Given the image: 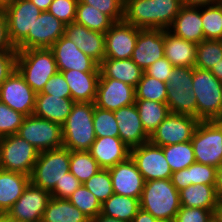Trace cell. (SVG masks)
I'll use <instances>...</instances> for the list:
<instances>
[{"label":"cell","mask_w":222,"mask_h":222,"mask_svg":"<svg viewBox=\"0 0 222 222\" xmlns=\"http://www.w3.org/2000/svg\"><path fill=\"white\" fill-rule=\"evenodd\" d=\"M108 15L114 22L123 21L124 0H81Z\"/></svg>","instance_id":"bcb514c9"},{"label":"cell","mask_w":222,"mask_h":222,"mask_svg":"<svg viewBox=\"0 0 222 222\" xmlns=\"http://www.w3.org/2000/svg\"><path fill=\"white\" fill-rule=\"evenodd\" d=\"M78 1L53 0L47 11L67 25L75 20Z\"/></svg>","instance_id":"7dc6e473"},{"label":"cell","mask_w":222,"mask_h":222,"mask_svg":"<svg viewBox=\"0 0 222 222\" xmlns=\"http://www.w3.org/2000/svg\"><path fill=\"white\" fill-rule=\"evenodd\" d=\"M170 113L188 115L197 118L196 97L193 91H174V88L167 89V101Z\"/></svg>","instance_id":"f35d334b"},{"label":"cell","mask_w":222,"mask_h":222,"mask_svg":"<svg viewBox=\"0 0 222 222\" xmlns=\"http://www.w3.org/2000/svg\"><path fill=\"white\" fill-rule=\"evenodd\" d=\"M30 176L0 169V213H7L23 194Z\"/></svg>","instance_id":"f1b7e54d"},{"label":"cell","mask_w":222,"mask_h":222,"mask_svg":"<svg viewBox=\"0 0 222 222\" xmlns=\"http://www.w3.org/2000/svg\"><path fill=\"white\" fill-rule=\"evenodd\" d=\"M139 202L142 210L164 222H174L181 207L179 191L170 179L146 181Z\"/></svg>","instance_id":"7a4b0ae2"},{"label":"cell","mask_w":222,"mask_h":222,"mask_svg":"<svg viewBox=\"0 0 222 222\" xmlns=\"http://www.w3.org/2000/svg\"><path fill=\"white\" fill-rule=\"evenodd\" d=\"M214 213L215 210L181 206L174 222H210L214 218Z\"/></svg>","instance_id":"681fc988"},{"label":"cell","mask_w":222,"mask_h":222,"mask_svg":"<svg viewBox=\"0 0 222 222\" xmlns=\"http://www.w3.org/2000/svg\"><path fill=\"white\" fill-rule=\"evenodd\" d=\"M50 49L53 51L59 72L73 69L82 72H100L99 64L64 35Z\"/></svg>","instance_id":"2e32d148"},{"label":"cell","mask_w":222,"mask_h":222,"mask_svg":"<svg viewBox=\"0 0 222 222\" xmlns=\"http://www.w3.org/2000/svg\"><path fill=\"white\" fill-rule=\"evenodd\" d=\"M114 112L119 138L130 148L147 143L150 136L145 132L135 104L124 106Z\"/></svg>","instance_id":"44dd1931"},{"label":"cell","mask_w":222,"mask_h":222,"mask_svg":"<svg viewBox=\"0 0 222 222\" xmlns=\"http://www.w3.org/2000/svg\"><path fill=\"white\" fill-rule=\"evenodd\" d=\"M83 185L95 195L101 204L113 194L112 180L108 169H101Z\"/></svg>","instance_id":"ee69618b"},{"label":"cell","mask_w":222,"mask_h":222,"mask_svg":"<svg viewBox=\"0 0 222 222\" xmlns=\"http://www.w3.org/2000/svg\"><path fill=\"white\" fill-rule=\"evenodd\" d=\"M2 10L7 19L9 40L16 48L32 31L42 11L30 0H11Z\"/></svg>","instance_id":"30bf717a"},{"label":"cell","mask_w":222,"mask_h":222,"mask_svg":"<svg viewBox=\"0 0 222 222\" xmlns=\"http://www.w3.org/2000/svg\"><path fill=\"white\" fill-rule=\"evenodd\" d=\"M0 52H17L9 40L7 19L2 9H0Z\"/></svg>","instance_id":"11a10c76"},{"label":"cell","mask_w":222,"mask_h":222,"mask_svg":"<svg viewBox=\"0 0 222 222\" xmlns=\"http://www.w3.org/2000/svg\"><path fill=\"white\" fill-rule=\"evenodd\" d=\"M65 26L48 11H43L33 24L32 31L15 48L16 50L51 48V46L64 35Z\"/></svg>","instance_id":"9a60e30c"},{"label":"cell","mask_w":222,"mask_h":222,"mask_svg":"<svg viewBox=\"0 0 222 222\" xmlns=\"http://www.w3.org/2000/svg\"><path fill=\"white\" fill-rule=\"evenodd\" d=\"M135 105L138 109L142 126L149 136H151V134L157 129L158 125L170 113L166 103H159L146 99H136Z\"/></svg>","instance_id":"836d02e7"},{"label":"cell","mask_w":222,"mask_h":222,"mask_svg":"<svg viewBox=\"0 0 222 222\" xmlns=\"http://www.w3.org/2000/svg\"><path fill=\"white\" fill-rule=\"evenodd\" d=\"M108 170L114 194L140 199L146 181L131 156Z\"/></svg>","instance_id":"d6986e66"},{"label":"cell","mask_w":222,"mask_h":222,"mask_svg":"<svg viewBox=\"0 0 222 222\" xmlns=\"http://www.w3.org/2000/svg\"><path fill=\"white\" fill-rule=\"evenodd\" d=\"M210 72L220 81L222 82V58L221 61L213 65L210 69Z\"/></svg>","instance_id":"6125c7cd"},{"label":"cell","mask_w":222,"mask_h":222,"mask_svg":"<svg viewBox=\"0 0 222 222\" xmlns=\"http://www.w3.org/2000/svg\"><path fill=\"white\" fill-rule=\"evenodd\" d=\"M174 68L175 67L171 64V62L164 56L163 58L156 60L144 72L148 76L167 83L169 76Z\"/></svg>","instance_id":"f5cc1de1"},{"label":"cell","mask_w":222,"mask_h":222,"mask_svg":"<svg viewBox=\"0 0 222 222\" xmlns=\"http://www.w3.org/2000/svg\"><path fill=\"white\" fill-rule=\"evenodd\" d=\"M32 3L38 7L42 12L49 9L50 4L53 0H30Z\"/></svg>","instance_id":"91938a15"},{"label":"cell","mask_w":222,"mask_h":222,"mask_svg":"<svg viewBox=\"0 0 222 222\" xmlns=\"http://www.w3.org/2000/svg\"><path fill=\"white\" fill-rule=\"evenodd\" d=\"M213 121L218 124H222V105L217 117Z\"/></svg>","instance_id":"03108f58"},{"label":"cell","mask_w":222,"mask_h":222,"mask_svg":"<svg viewBox=\"0 0 222 222\" xmlns=\"http://www.w3.org/2000/svg\"><path fill=\"white\" fill-rule=\"evenodd\" d=\"M90 222H126L119 219L107 217L101 213H99L96 217L90 220Z\"/></svg>","instance_id":"94428289"},{"label":"cell","mask_w":222,"mask_h":222,"mask_svg":"<svg viewBox=\"0 0 222 222\" xmlns=\"http://www.w3.org/2000/svg\"><path fill=\"white\" fill-rule=\"evenodd\" d=\"M74 103L72 98L37 93L33 115L62 125L70 114Z\"/></svg>","instance_id":"484cf974"},{"label":"cell","mask_w":222,"mask_h":222,"mask_svg":"<svg viewBox=\"0 0 222 222\" xmlns=\"http://www.w3.org/2000/svg\"><path fill=\"white\" fill-rule=\"evenodd\" d=\"M167 89V83L148 76L144 72L135 88L136 99H146L159 103H166Z\"/></svg>","instance_id":"ab89813d"},{"label":"cell","mask_w":222,"mask_h":222,"mask_svg":"<svg viewBox=\"0 0 222 222\" xmlns=\"http://www.w3.org/2000/svg\"><path fill=\"white\" fill-rule=\"evenodd\" d=\"M39 151L17 134L0 138V169L31 175Z\"/></svg>","instance_id":"52a82bcc"},{"label":"cell","mask_w":222,"mask_h":222,"mask_svg":"<svg viewBox=\"0 0 222 222\" xmlns=\"http://www.w3.org/2000/svg\"><path fill=\"white\" fill-rule=\"evenodd\" d=\"M101 170L89 151H70V172L83 184Z\"/></svg>","instance_id":"74e56055"},{"label":"cell","mask_w":222,"mask_h":222,"mask_svg":"<svg viewBox=\"0 0 222 222\" xmlns=\"http://www.w3.org/2000/svg\"><path fill=\"white\" fill-rule=\"evenodd\" d=\"M215 189L219 201L222 200V164L216 168V183Z\"/></svg>","instance_id":"680465c9"},{"label":"cell","mask_w":222,"mask_h":222,"mask_svg":"<svg viewBox=\"0 0 222 222\" xmlns=\"http://www.w3.org/2000/svg\"><path fill=\"white\" fill-rule=\"evenodd\" d=\"M101 169H109L130 157V148L119 137H96L90 150Z\"/></svg>","instance_id":"603a6c76"},{"label":"cell","mask_w":222,"mask_h":222,"mask_svg":"<svg viewBox=\"0 0 222 222\" xmlns=\"http://www.w3.org/2000/svg\"><path fill=\"white\" fill-rule=\"evenodd\" d=\"M167 30L177 37L196 44L205 40L202 28L201 6H182Z\"/></svg>","instance_id":"cb8c5ba5"},{"label":"cell","mask_w":222,"mask_h":222,"mask_svg":"<svg viewBox=\"0 0 222 222\" xmlns=\"http://www.w3.org/2000/svg\"><path fill=\"white\" fill-rule=\"evenodd\" d=\"M199 122L192 116L169 113L151 134L149 141L161 147L191 141Z\"/></svg>","instance_id":"8fae6325"},{"label":"cell","mask_w":222,"mask_h":222,"mask_svg":"<svg viewBox=\"0 0 222 222\" xmlns=\"http://www.w3.org/2000/svg\"><path fill=\"white\" fill-rule=\"evenodd\" d=\"M40 93L62 96V98H71L70 88L62 72L59 71L49 78L44 89Z\"/></svg>","instance_id":"f907efd6"},{"label":"cell","mask_w":222,"mask_h":222,"mask_svg":"<svg viewBox=\"0 0 222 222\" xmlns=\"http://www.w3.org/2000/svg\"><path fill=\"white\" fill-rule=\"evenodd\" d=\"M183 6L200 7L212 5L221 2L222 0H181Z\"/></svg>","instance_id":"6f0895ef"},{"label":"cell","mask_w":222,"mask_h":222,"mask_svg":"<svg viewBox=\"0 0 222 222\" xmlns=\"http://www.w3.org/2000/svg\"><path fill=\"white\" fill-rule=\"evenodd\" d=\"M62 74L74 102H95L100 72H82L73 69L62 71Z\"/></svg>","instance_id":"d4e9b609"},{"label":"cell","mask_w":222,"mask_h":222,"mask_svg":"<svg viewBox=\"0 0 222 222\" xmlns=\"http://www.w3.org/2000/svg\"><path fill=\"white\" fill-rule=\"evenodd\" d=\"M222 58V40H203L197 44L196 62L194 67L210 70Z\"/></svg>","instance_id":"60d3db41"},{"label":"cell","mask_w":222,"mask_h":222,"mask_svg":"<svg viewBox=\"0 0 222 222\" xmlns=\"http://www.w3.org/2000/svg\"><path fill=\"white\" fill-rule=\"evenodd\" d=\"M70 172V150L65 147L39 152L30 182L50 193L57 182Z\"/></svg>","instance_id":"8992f818"},{"label":"cell","mask_w":222,"mask_h":222,"mask_svg":"<svg viewBox=\"0 0 222 222\" xmlns=\"http://www.w3.org/2000/svg\"><path fill=\"white\" fill-rule=\"evenodd\" d=\"M94 103L75 102L70 114L62 124L63 147L70 151H89L96 139Z\"/></svg>","instance_id":"3957f363"},{"label":"cell","mask_w":222,"mask_h":222,"mask_svg":"<svg viewBox=\"0 0 222 222\" xmlns=\"http://www.w3.org/2000/svg\"><path fill=\"white\" fill-rule=\"evenodd\" d=\"M11 0H0V9H3Z\"/></svg>","instance_id":"003e7915"},{"label":"cell","mask_w":222,"mask_h":222,"mask_svg":"<svg viewBox=\"0 0 222 222\" xmlns=\"http://www.w3.org/2000/svg\"><path fill=\"white\" fill-rule=\"evenodd\" d=\"M192 85L196 97L197 119L213 121L222 105V82L210 70L193 67Z\"/></svg>","instance_id":"5b68a950"},{"label":"cell","mask_w":222,"mask_h":222,"mask_svg":"<svg viewBox=\"0 0 222 222\" xmlns=\"http://www.w3.org/2000/svg\"><path fill=\"white\" fill-rule=\"evenodd\" d=\"M80 185L81 182L71 172H68L60 182L56 183L51 197L68 199Z\"/></svg>","instance_id":"816d5d0a"},{"label":"cell","mask_w":222,"mask_h":222,"mask_svg":"<svg viewBox=\"0 0 222 222\" xmlns=\"http://www.w3.org/2000/svg\"><path fill=\"white\" fill-rule=\"evenodd\" d=\"M193 67H175L168 79V88H174V91L185 92L192 91Z\"/></svg>","instance_id":"c3c4849f"},{"label":"cell","mask_w":222,"mask_h":222,"mask_svg":"<svg viewBox=\"0 0 222 222\" xmlns=\"http://www.w3.org/2000/svg\"><path fill=\"white\" fill-rule=\"evenodd\" d=\"M17 135L39 152L63 147L62 125L34 115L24 117Z\"/></svg>","instance_id":"9c48e42d"},{"label":"cell","mask_w":222,"mask_h":222,"mask_svg":"<svg viewBox=\"0 0 222 222\" xmlns=\"http://www.w3.org/2000/svg\"><path fill=\"white\" fill-rule=\"evenodd\" d=\"M201 18L205 40H222V1L201 6Z\"/></svg>","instance_id":"8d00e7d4"},{"label":"cell","mask_w":222,"mask_h":222,"mask_svg":"<svg viewBox=\"0 0 222 222\" xmlns=\"http://www.w3.org/2000/svg\"><path fill=\"white\" fill-rule=\"evenodd\" d=\"M0 222H15L6 213H0Z\"/></svg>","instance_id":"e7e4bbea"},{"label":"cell","mask_w":222,"mask_h":222,"mask_svg":"<svg viewBox=\"0 0 222 222\" xmlns=\"http://www.w3.org/2000/svg\"><path fill=\"white\" fill-rule=\"evenodd\" d=\"M164 57V30L140 29L131 59L145 71Z\"/></svg>","instance_id":"ffe728a7"},{"label":"cell","mask_w":222,"mask_h":222,"mask_svg":"<svg viewBox=\"0 0 222 222\" xmlns=\"http://www.w3.org/2000/svg\"><path fill=\"white\" fill-rule=\"evenodd\" d=\"M197 44L164 30V56L174 67H194Z\"/></svg>","instance_id":"4316f807"},{"label":"cell","mask_w":222,"mask_h":222,"mask_svg":"<svg viewBox=\"0 0 222 222\" xmlns=\"http://www.w3.org/2000/svg\"><path fill=\"white\" fill-rule=\"evenodd\" d=\"M93 125L96 137H119L114 112L96 107L94 104Z\"/></svg>","instance_id":"7bdbcfd3"},{"label":"cell","mask_w":222,"mask_h":222,"mask_svg":"<svg viewBox=\"0 0 222 222\" xmlns=\"http://www.w3.org/2000/svg\"><path fill=\"white\" fill-rule=\"evenodd\" d=\"M16 69L36 93L42 92L49 78L58 72L50 48L17 50Z\"/></svg>","instance_id":"277c9868"},{"label":"cell","mask_w":222,"mask_h":222,"mask_svg":"<svg viewBox=\"0 0 222 222\" xmlns=\"http://www.w3.org/2000/svg\"><path fill=\"white\" fill-rule=\"evenodd\" d=\"M210 222H218L215 217Z\"/></svg>","instance_id":"a7ac6f4b"},{"label":"cell","mask_w":222,"mask_h":222,"mask_svg":"<svg viewBox=\"0 0 222 222\" xmlns=\"http://www.w3.org/2000/svg\"><path fill=\"white\" fill-rule=\"evenodd\" d=\"M51 193L29 182L23 194L7 211L15 222H41Z\"/></svg>","instance_id":"4fadbf2b"},{"label":"cell","mask_w":222,"mask_h":222,"mask_svg":"<svg viewBox=\"0 0 222 222\" xmlns=\"http://www.w3.org/2000/svg\"><path fill=\"white\" fill-rule=\"evenodd\" d=\"M140 28L115 22L105 33V58L131 59Z\"/></svg>","instance_id":"ac0fdd59"},{"label":"cell","mask_w":222,"mask_h":222,"mask_svg":"<svg viewBox=\"0 0 222 222\" xmlns=\"http://www.w3.org/2000/svg\"><path fill=\"white\" fill-rule=\"evenodd\" d=\"M68 200L90 220L101 213L102 204L83 184L73 192Z\"/></svg>","instance_id":"b9f144b4"},{"label":"cell","mask_w":222,"mask_h":222,"mask_svg":"<svg viewBox=\"0 0 222 222\" xmlns=\"http://www.w3.org/2000/svg\"><path fill=\"white\" fill-rule=\"evenodd\" d=\"M131 222H164V221L157 220L149 212H146L140 208Z\"/></svg>","instance_id":"9f6ffc18"},{"label":"cell","mask_w":222,"mask_h":222,"mask_svg":"<svg viewBox=\"0 0 222 222\" xmlns=\"http://www.w3.org/2000/svg\"><path fill=\"white\" fill-rule=\"evenodd\" d=\"M64 36L72 40L84 54L98 64L105 58V33L72 22L65 26Z\"/></svg>","instance_id":"7402d4cb"},{"label":"cell","mask_w":222,"mask_h":222,"mask_svg":"<svg viewBox=\"0 0 222 222\" xmlns=\"http://www.w3.org/2000/svg\"><path fill=\"white\" fill-rule=\"evenodd\" d=\"M130 156L145 181L171 178L173 172L165 159L161 146L154 145L148 141L130 149Z\"/></svg>","instance_id":"7c38bea8"},{"label":"cell","mask_w":222,"mask_h":222,"mask_svg":"<svg viewBox=\"0 0 222 222\" xmlns=\"http://www.w3.org/2000/svg\"><path fill=\"white\" fill-rule=\"evenodd\" d=\"M214 217L218 222H222V200L218 203V206L214 213Z\"/></svg>","instance_id":"be15d7a7"},{"label":"cell","mask_w":222,"mask_h":222,"mask_svg":"<svg viewBox=\"0 0 222 222\" xmlns=\"http://www.w3.org/2000/svg\"><path fill=\"white\" fill-rule=\"evenodd\" d=\"M182 6L181 0H124L123 21L140 29L167 30Z\"/></svg>","instance_id":"6da1fadb"},{"label":"cell","mask_w":222,"mask_h":222,"mask_svg":"<svg viewBox=\"0 0 222 222\" xmlns=\"http://www.w3.org/2000/svg\"><path fill=\"white\" fill-rule=\"evenodd\" d=\"M36 94L17 69L0 86V101L25 116L33 115Z\"/></svg>","instance_id":"5bb4252c"},{"label":"cell","mask_w":222,"mask_h":222,"mask_svg":"<svg viewBox=\"0 0 222 222\" xmlns=\"http://www.w3.org/2000/svg\"><path fill=\"white\" fill-rule=\"evenodd\" d=\"M139 209L140 202L138 198L113 193L102 203L101 214L107 217L131 222Z\"/></svg>","instance_id":"d6a6232c"},{"label":"cell","mask_w":222,"mask_h":222,"mask_svg":"<svg viewBox=\"0 0 222 222\" xmlns=\"http://www.w3.org/2000/svg\"><path fill=\"white\" fill-rule=\"evenodd\" d=\"M99 68L100 78L116 79L135 88L144 73L132 59L104 58Z\"/></svg>","instance_id":"83f0119b"},{"label":"cell","mask_w":222,"mask_h":222,"mask_svg":"<svg viewBox=\"0 0 222 222\" xmlns=\"http://www.w3.org/2000/svg\"><path fill=\"white\" fill-rule=\"evenodd\" d=\"M191 142L197 163L216 168L222 164V124L200 121Z\"/></svg>","instance_id":"ba28073f"},{"label":"cell","mask_w":222,"mask_h":222,"mask_svg":"<svg viewBox=\"0 0 222 222\" xmlns=\"http://www.w3.org/2000/svg\"><path fill=\"white\" fill-rule=\"evenodd\" d=\"M17 52H0V86L16 69Z\"/></svg>","instance_id":"db71d44e"},{"label":"cell","mask_w":222,"mask_h":222,"mask_svg":"<svg viewBox=\"0 0 222 222\" xmlns=\"http://www.w3.org/2000/svg\"><path fill=\"white\" fill-rule=\"evenodd\" d=\"M162 150L172 172L188 168L196 162L191 141L166 145Z\"/></svg>","instance_id":"d590c367"},{"label":"cell","mask_w":222,"mask_h":222,"mask_svg":"<svg viewBox=\"0 0 222 222\" xmlns=\"http://www.w3.org/2000/svg\"><path fill=\"white\" fill-rule=\"evenodd\" d=\"M25 115L0 101V138L17 134Z\"/></svg>","instance_id":"f6af8a7d"},{"label":"cell","mask_w":222,"mask_h":222,"mask_svg":"<svg viewBox=\"0 0 222 222\" xmlns=\"http://www.w3.org/2000/svg\"><path fill=\"white\" fill-rule=\"evenodd\" d=\"M179 197L182 207L216 210L219 203L215 185H189L179 191Z\"/></svg>","instance_id":"4dcf8cb0"},{"label":"cell","mask_w":222,"mask_h":222,"mask_svg":"<svg viewBox=\"0 0 222 222\" xmlns=\"http://www.w3.org/2000/svg\"><path fill=\"white\" fill-rule=\"evenodd\" d=\"M74 22L87 27L90 30L106 33L115 23L108 15L100 12L93 6L78 1Z\"/></svg>","instance_id":"e575fe53"},{"label":"cell","mask_w":222,"mask_h":222,"mask_svg":"<svg viewBox=\"0 0 222 222\" xmlns=\"http://www.w3.org/2000/svg\"><path fill=\"white\" fill-rule=\"evenodd\" d=\"M170 180L178 191L195 184L215 185L216 167L195 162L188 168L173 172Z\"/></svg>","instance_id":"f546056e"},{"label":"cell","mask_w":222,"mask_h":222,"mask_svg":"<svg viewBox=\"0 0 222 222\" xmlns=\"http://www.w3.org/2000/svg\"><path fill=\"white\" fill-rule=\"evenodd\" d=\"M41 222H90L68 199L51 197Z\"/></svg>","instance_id":"1f68e13d"},{"label":"cell","mask_w":222,"mask_h":222,"mask_svg":"<svg viewBox=\"0 0 222 222\" xmlns=\"http://www.w3.org/2000/svg\"><path fill=\"white\" fill-rule=\"evenodd\" d=\"M135 87L111 78H99L95 106L116 111L121 107L135 104Z\"/></svg>","instance_id":"e0dca14e"}]
</instances>
